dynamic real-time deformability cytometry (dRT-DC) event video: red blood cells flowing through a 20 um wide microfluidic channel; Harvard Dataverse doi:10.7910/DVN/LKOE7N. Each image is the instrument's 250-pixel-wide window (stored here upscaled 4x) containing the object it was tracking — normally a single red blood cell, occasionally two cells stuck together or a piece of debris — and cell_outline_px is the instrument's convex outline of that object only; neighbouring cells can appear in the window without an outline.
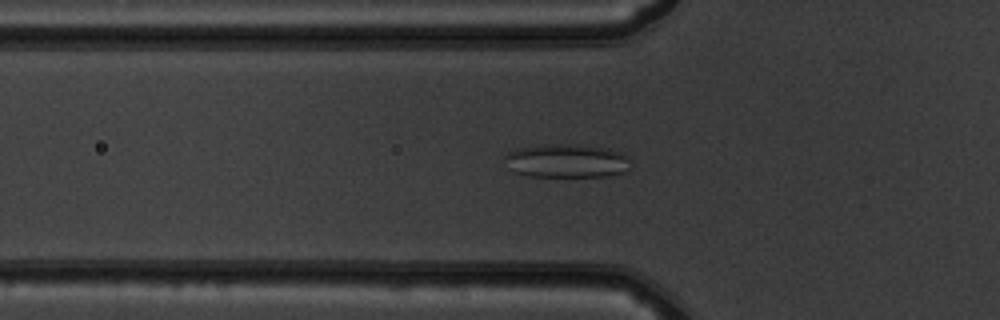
{"species": "common noctule bat (a hibernating species)", "species_latin": "Nyctalus noctula", "temperature_condition": "warm", "stored_images_in_passage": 41, "camera_frame_rate_fps": 3000, "um_per_image_px": 0.085, "animal": {"sex": "male", "body_mass_g": 19.5, "forearm_length_mm": 54.6}, "frame": {"image": 1, "passage_image": 7, "time_ms": 2.0, "image_size_px": [1000, 320], "cell_outline_px": [[628, 168], [624, 172], [612, 176], [528, 176], [512, 172], [504, 156], [508, 152], [516, 148], [540, 144], [580, 144], [608, 148], [624, 152], [628, 156]], "centroid_in_image_um": [48.17, 13.66], "position_along_channel_um": 77.6, "area_um2": 25.03}}
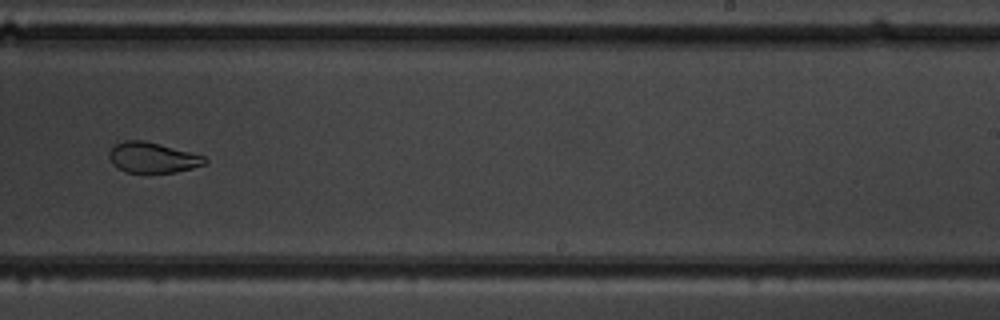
{"frame": {"image": 2, "passage_image": 22, "time_ms": 7.0, "image_size_px": [1000, 320], "cell_outline_px": [[208, 160], [204, 164], [192, 168], [176, 172], [124, 172], [112, 164], [108, 156], [108, 152], [116, 144], [124, 140], [144, 140], [160, 144], [204, 156]], "centroid_in_image_um": [12.93, 13.39], "position_along_channel_um": 276.1, "area_um2": 16.88}}
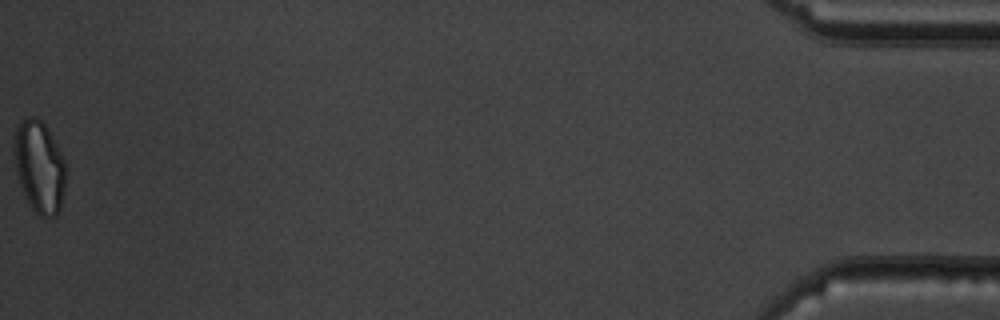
{"frame": {"image": 3, "passage_image": 41, "time_ms": 13.333, "image_size_px": [1000, 320], "cell_outline_px": [[64, 192], [60, 208], [56, 216], [40, 216], [32, 208], [20, 184], [16, 172], [12, 152], [12, 140], [16, 128], [28, 116], [36, 116], [48, 128], [64, 160]], "centroid_in_image_um": [3.31, 14.14], "position_along_channel_um": 431.9, "area_um2": 27.57}, "authors_computed_cell_mechanics": {"area_um2": 20.6346, "velocity_mm_per_s": 3.9587, "shape_relaxation_time_tau1_ms": null, "shape_relaxation_time_tau2_ms": 2.5464, "deformation_change_tau1": null, "deformation_change_tau2": 0.0806}}